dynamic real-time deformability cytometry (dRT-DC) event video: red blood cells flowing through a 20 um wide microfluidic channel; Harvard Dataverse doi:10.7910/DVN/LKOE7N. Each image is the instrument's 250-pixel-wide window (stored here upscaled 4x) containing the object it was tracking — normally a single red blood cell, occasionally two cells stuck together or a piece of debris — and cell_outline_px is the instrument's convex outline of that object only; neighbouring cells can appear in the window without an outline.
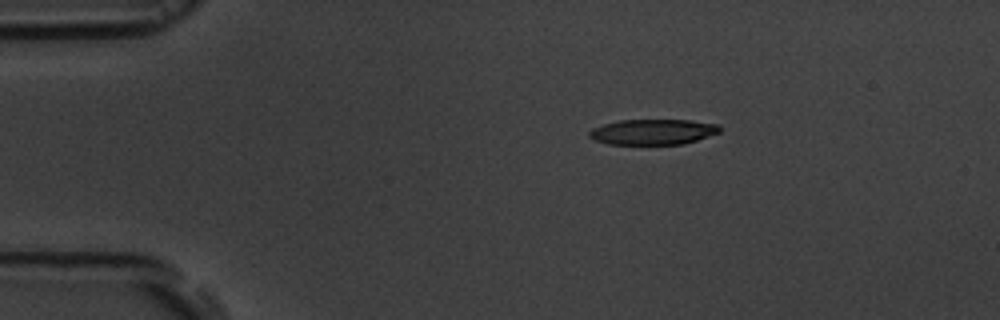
{"species": "common noctule bat (a hibernating species)", "species_latin": "Nyctalus noctula", "temperature_condition": "room temperature", "stored_images_in_passage": 3, "camera_frame_rate_fps": 3000, "um_per_image_px": 0.085, "animal": {"sex": "male", "body_mass_g": 19.5, "forearm_length_mm": 54.6}, "frame": {"image": 1, "passage_image": 1, "time_ms": 0.0, "image_size_px": [1000, 320], "cell_outline_px": [[720, 132], [684, 144], [608, 144], [596, 140], [588, 136], [588, 132], [592, 128], [604, 124], [620, 120], [692, 120], [720, 124]], "centroid_in_image_um": [55.51, 11.2], "position_along_channel_um": 29.5, "area_um2": 19.36}}